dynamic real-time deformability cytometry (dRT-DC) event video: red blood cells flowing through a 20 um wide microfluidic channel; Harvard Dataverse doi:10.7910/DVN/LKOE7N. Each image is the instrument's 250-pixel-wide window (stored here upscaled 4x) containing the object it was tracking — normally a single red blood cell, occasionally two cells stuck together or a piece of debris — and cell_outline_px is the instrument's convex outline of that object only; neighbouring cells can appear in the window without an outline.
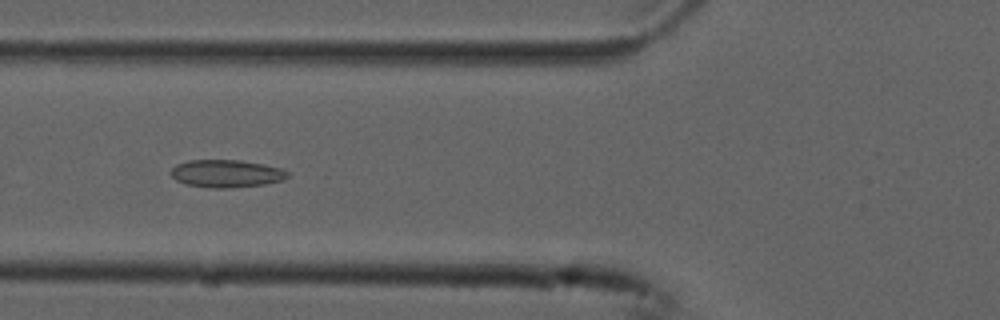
{"species": "common noctule bat (a hibernating species)", "species_latin": "Nyctalus noctula", "temperature_condition": "cold", "stored_images_in_passage": 55, "camera_frame_rate_fps": 3000, "um_per_image_px": 0.085, "animal": {"sex": "male", "forearm_length_mm": 52.5}, "frame": {"image": 1, "passage_image": 21, "time_ms": 6.667, "image_size_px": [1000, 320], "cell_outline_px": [[288, 176], [280, 180], [264, 184], [232, 188], [208, 188], [184, 184], [176, 180], [172, 176], [172, 168], [176, 164], [188, 160], [240, 160], [264, 164], [280, 168], [288, 172]], "centroid_in_image_um": [19.2, 14.75], "position_along_channel_um": 106.6, "area_um2": 18.79}}
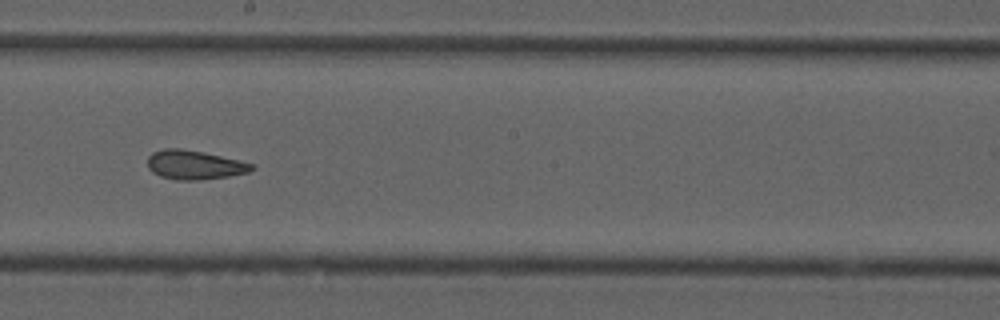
{"frame": {"image": 2, "passage_image": 31, "time_ms": 10.0, "image_size_px": [1000, 320], "cell_outline_px": [[256, 168], [248, 172], [228, 176], [200, 180], [176, 180], [160, 176], [152, 172], [148, 168], [148, 156], [152, 152], [164, 148], [180, 148], [220, 156], [252, 164]], "centroid_in_image_um": [16.47, 14.02], "position_along_channel_um": 231.7, "area_um2": 17.46}}
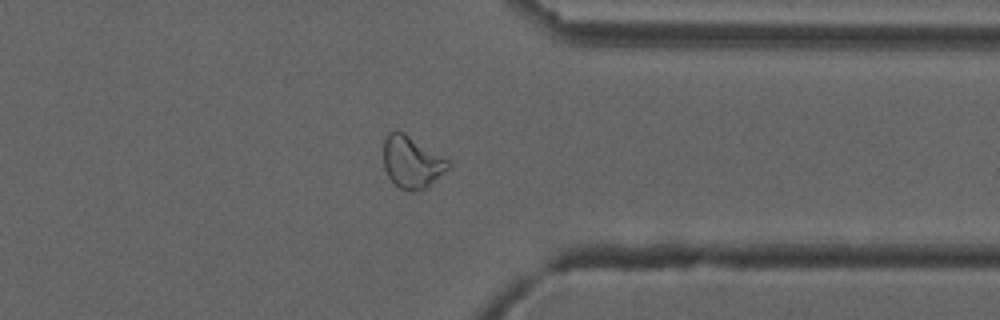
{"frame": {"image": 3, "passage_image": 43, "time_ms": 14.0, "image_size_px": [1000, 320], "cell_outline_px": [[452, 164], [448, 168], [420, 192], [408, 192], [400, 188], [388, 176], [384, 168], [384, 136], [388, 132], [404, 132], [452, 160]], "centroid_in_image_um": [35.03, 13.77], "position_along_channel_um": 376.4, "area_um2": 19.83}, "authors_computed_cell_mechanics": {"area_um2": 20.23, "velocity_mm_per_s": 3.7458, "shape_relaxation_time_tau1_ms": null, "shape_relaxation_time_tau2_ms": 2.8655, "deformation_change_tau1": null, "deformation_change_tau2": 0.0974}}